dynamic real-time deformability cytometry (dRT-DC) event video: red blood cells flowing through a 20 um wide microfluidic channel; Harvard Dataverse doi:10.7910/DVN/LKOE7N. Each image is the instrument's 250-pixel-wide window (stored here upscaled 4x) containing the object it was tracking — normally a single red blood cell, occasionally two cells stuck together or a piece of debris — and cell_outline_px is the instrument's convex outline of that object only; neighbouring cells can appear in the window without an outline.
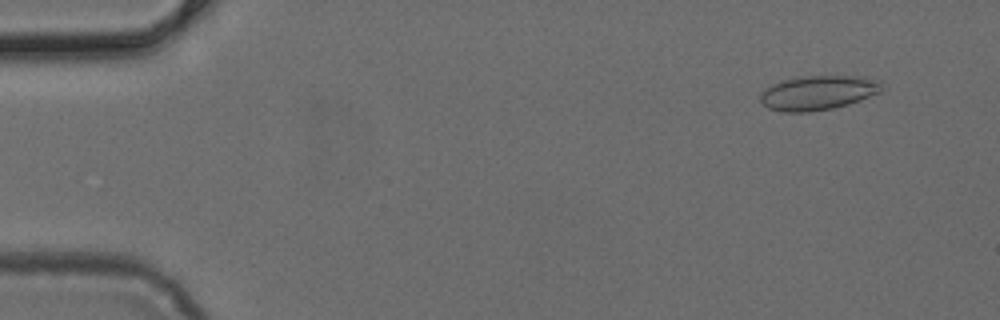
{"species": "common noctule bat (a hibernating species)", "species_latin": "Nyctalus noctula", "temperature_condition": "cold", "stored_images_in_passage": 5, "camera_frame_rate_fps": 3000, "um_per_image_px": 0.085, "animal": {"sex": "female", "body_mass_g": 24.6, "forearm_length_mm": 56.2}, "frame": {"image": 1, "passage_image": 2, "time_ms": 0.333, "image_size_px": [1000, 320], "cell_outline_px": [[884, 88], [880, 92], [860, 100], [848, 104], [832, 108], [808, 112], [784, 112], [768, 108], [760, 100], [760, 92], [764, 88], [772, 84], [784, 80], [800, 76], [868, 76], [880, 80]], "centroid_in_image_um": [69.55, 7.87], "position_along_channel_um": 15.4, "area_um2": 24.57}}
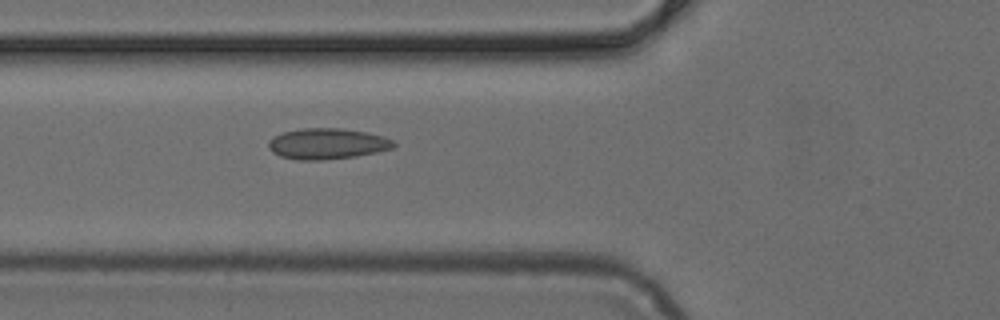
{"frame": {"image": 2, "passage_image": 5, "time_ms": 1.333, "image_size_px": [1000, 320], "cell_outline_px": [[396, 144], [392, 148], [376, 152], [356, 156], [324, 160], [296, 160], [280, 156], [272, 152], [268, 148], [268, 140], [272, 136], [284, 132], [300, 128], [340, 128], [368, 132], [384, 136], [392, 140]], "centroid_in_image_um": [27.78, 12.21], "position_along_channel_um": 98.0, "area_um2": 22.72}}